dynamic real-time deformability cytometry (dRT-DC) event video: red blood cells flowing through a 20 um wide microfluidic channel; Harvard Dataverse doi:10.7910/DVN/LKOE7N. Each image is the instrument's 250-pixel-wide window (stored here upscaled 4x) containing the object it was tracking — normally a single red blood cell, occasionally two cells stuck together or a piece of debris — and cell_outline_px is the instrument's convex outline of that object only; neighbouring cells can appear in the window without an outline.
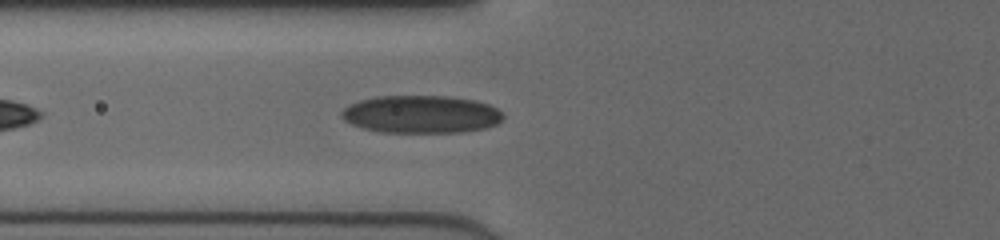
{"species": "human", "species_latin": "Homo sapiens", "temperature_condition": "cold", "stored_images_in_passage": 35, "camera_frame_rate_fps": 3000, "um_per_image_px": 0.085, "donor": {"sex": "female"}, "frame": {"image": 1, "passage_image": 5, "time_ms": 1.333, "image_size_px": [1000, 240], "cell_outline_px": [[504, 116], [496, 124], [484, 128], [460, 132], [380, 132], [364, 128], [352, 124], [344, 120], [340, 116], [340, 112], [344, 108], [360, 100], [376, 96], [444, 96], [476, 100], [488, 104], [496, 108]], "centroid_in_image_um": [35.77, 9.71], "position_along_channel_um": 90.0, "area_um2": 35.32}}
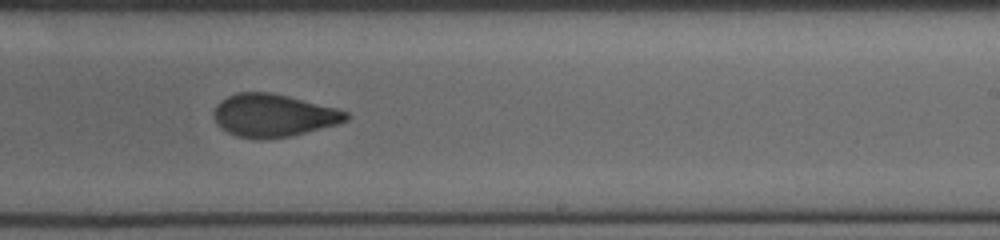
{"frame": {"image": 2, "passage_image": 18, "time_ms": 5.667, "image_size_px": [1000, 240], "cell_outline_px": [[348, 120], [336, 124], [292, 136], [264, 140], [260, 140], [236, 136], [220, 128], [216, 124], [212, 116], [212, 112], [216, 104], [220, 100], [236, 92], [268, 92], [288, 96], [336, 108], [348, 112]], "centroid_in_image_um": [23.17, 9.82], "position_along_channel_um": 265.8, "area_um2": 33.23}}
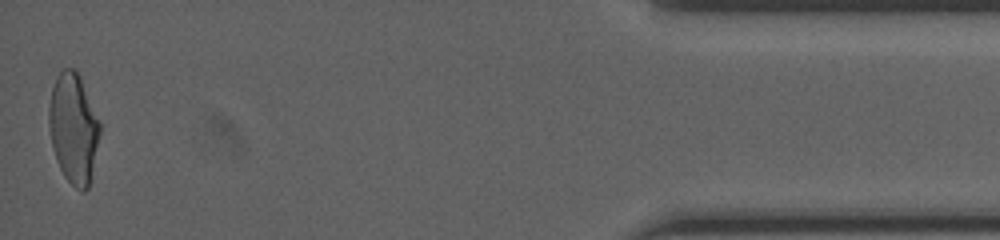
{"frame": {"image": 3, "passage_image": 35, "time_ms": 11.333, "image_size_px": [1000, 240], "cell_outline_px": [[100, 132], [88, 188], [84, 192], [80, 192], [64, 176], [56, 160], [52, 148], [48, 124], [48, 108], [52, 88], [56, 76], [64, 68], [72, 68], [80, 76], [100, 124]], "centroid_in_image_um": [6.21, 10.91], "position_along_channel_um": 429.0, "area_um2": 32.37}, "authors_computed_cell_mechanics": {"area_um2": 33.3506, "velocity_mm_per_s": 4.0491, "shape_relaxation_time_tau1_ms": 5.9367, "shape_relaxation_time_tau2_ms": 1.472, "deformation_change_tau1": 0.1789, "deformation_change_tau2": 0.0775}}